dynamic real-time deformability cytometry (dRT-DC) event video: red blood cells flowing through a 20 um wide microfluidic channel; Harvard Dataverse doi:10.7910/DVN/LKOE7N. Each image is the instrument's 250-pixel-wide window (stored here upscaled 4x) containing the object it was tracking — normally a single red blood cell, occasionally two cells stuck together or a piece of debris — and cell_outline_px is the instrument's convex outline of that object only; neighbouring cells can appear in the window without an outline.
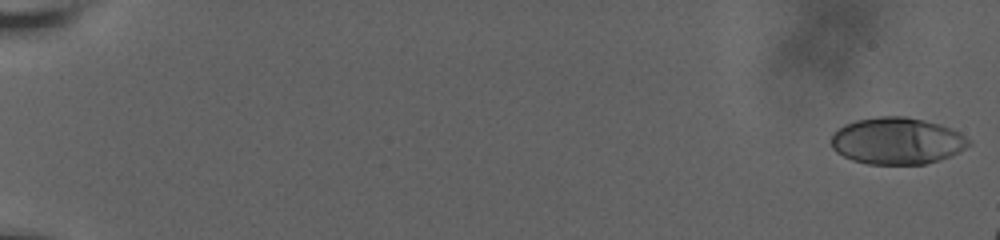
{"species": "human", "species_latin": "Homo sapiens", "temperature_condition": "room temperature", "stored_images_in_passage": 20, "camera_frame_rate_fps": 3000, "um_per_image_px": 0.085, "donor": {"sex": "male"}, "frame": {"image": 1, "passage_image": 1, "time_ms": 0.0, "image_size_px": [1000, 240], "cell_outline_px": [[972, 144], [940, 160], [924, 164], [868, 164], [852, 160], [836, 152], [832, 148], [832, 136], [844, 124], [856, 120], [876, 116], [904, 116], [924, 120], [940, 124], [952, 128], [960, 132], [972, 140]], "centroid_in_image_um": [76.27, 11.97], "position_along_channel_um": 8.7, "area_um2": 37.57}}